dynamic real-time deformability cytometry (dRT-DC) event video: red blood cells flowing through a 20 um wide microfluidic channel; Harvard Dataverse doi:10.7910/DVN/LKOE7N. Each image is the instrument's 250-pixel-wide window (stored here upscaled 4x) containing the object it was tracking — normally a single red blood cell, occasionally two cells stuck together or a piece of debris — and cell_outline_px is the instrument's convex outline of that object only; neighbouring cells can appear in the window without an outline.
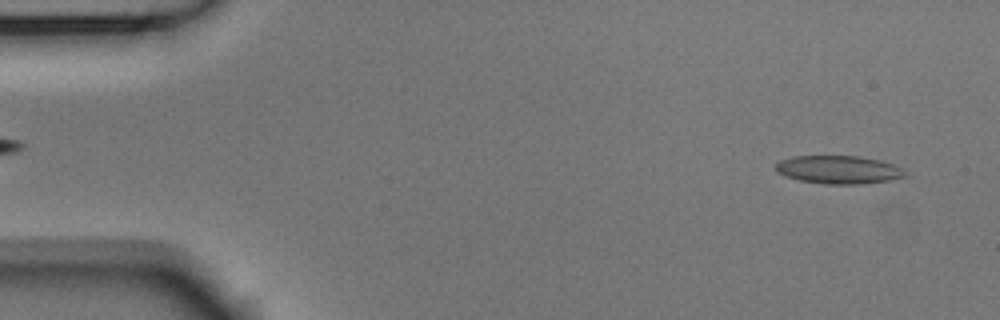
{"species": "Egyptian fruit bat (a non-hibernating species)", "species_latin": "Rousettus aegyptiacus", "temperature_condition": "room temperature", "stored_images_in_passage": 53, "camera_frame_rate_fps": 3000, "um_per_image_px": 0.085, "animal": {"sex": "male"}, "frame": {"image": 1, "passage_image": 3, "time_ms": 0.667, "image_size_px": [1000, 320], "cell_outline_px": [[908, 176], [888, 180], [856, 184], [824, 184], [800, 180], [788, 176], [780, 172], [776, 168], [776, 164], [780, 160], [792, 156], [860, 156], [880, 160], [904, 168]], "centroid_in_image_um": [71.33, 14.41], "position_along_channel_um": 13.7, "area_um2": 21.04}}
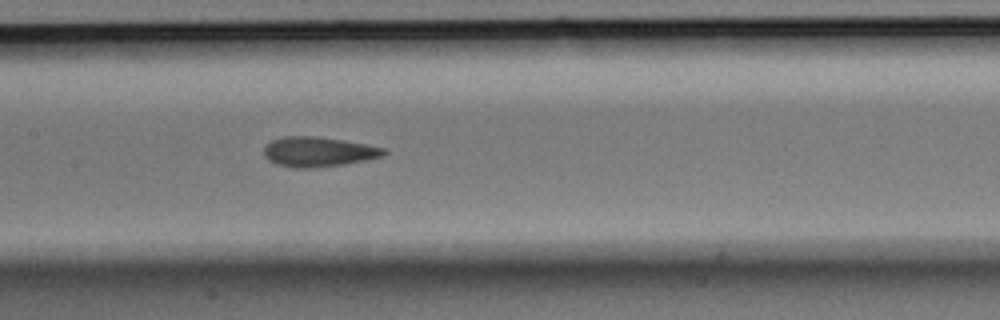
{"frame": {"image": 2, "passage_image": 25, "time_ms": 8.0, "image_size_px": [1000, 320], "cell_outline_px": [[388, 152], [384, 156], [344, 164], [312, 168], [292, 168], [276, 164], [268, 160], [264, 156], [264, 144], [272, 140], [284, 136], [316, 136], [364, 144], [384, 148]], "centroid_in_image_um": [27.01, 12.91], "position_along_channel_um": 180.4, "area_um2": 20.87}}
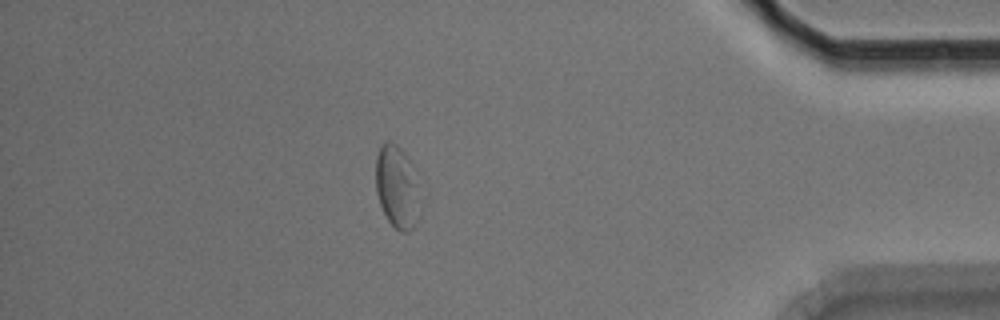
{"frame": {"image": 3, "passage_image": 46, "time_ms": 15.0, "image_size_px": [1000, 320], "cell_outline_px": [[416, 220], [412, 228], [408, 232], [400, 232], [388, 220], [380, 204], [376, 192], [376, 156], [384, 140], [388, 140], [396, 144], [400, 148], [408, 160], [412, 184]], "centroid_in_image_um": [33.59, 15.86], "position_along_channel_um": 401.6, "area_um2": 19.36}, "authors_computed_cell_mechanics": {"area_um2": 21.0392, "velocity_mm_per_s": 3.7264, "shape_relaxation_time_tau1_ms": null, "shape_relaxation_time_tau2_ms": 2.4063, "deformation_change_tau1": null, "deformation_change_tau2": 0.0776}}